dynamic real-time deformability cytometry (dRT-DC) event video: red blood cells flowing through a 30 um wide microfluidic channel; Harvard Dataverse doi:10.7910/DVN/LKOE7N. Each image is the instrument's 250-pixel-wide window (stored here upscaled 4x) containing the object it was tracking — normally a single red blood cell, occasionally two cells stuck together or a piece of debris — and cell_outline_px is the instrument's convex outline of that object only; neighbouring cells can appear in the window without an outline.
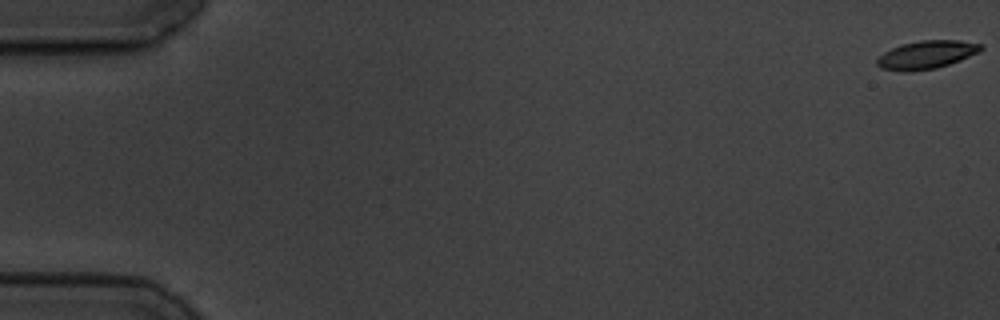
{"species": "common noctule bat (a hibernating species)", "species_latin": "Nyctalus noctula", "temperature_condition": "cold", "stored_images_in_passage": 59, "camera_frame_rate_fps": 3000, "um_per_image_px": 0.085, "animal": {"sex": "male", "body_mass_g": 19.5, "forearm_length_mm": 54.6}, "frame": {"image": 1, "passage_image": 1, "time_ms": 0.0, "image_size_px": [1000, 320], "cell_outline_px": [[984, 48], [980, 52], [960, 60], [936, 68], [908, 72], [900, 72], [880, 68], [876, 64], [876, 60], [884, 52], [892, 48], [904, 44], [920, 40], [960, 40], [980, 44]], "centroid_in_image_um": [78.75, 4.66], "position_along_channel_um": 6.3, "area_um2": 17.05}}
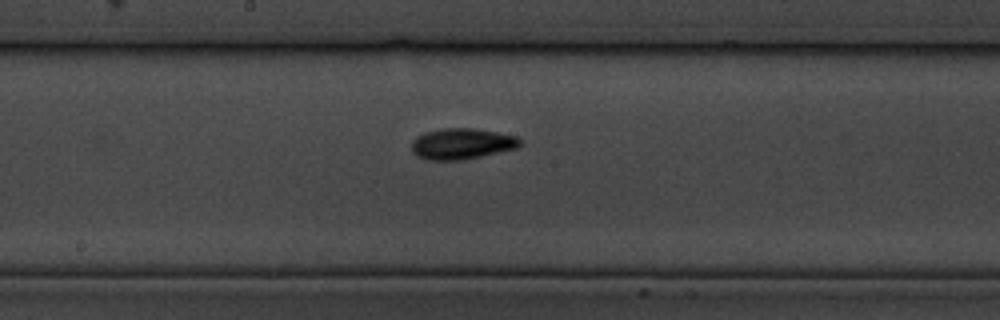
{"frame": {"image": 2, "passage_image": 32, "time_ms": 10.333, "image_size_px": [1000, 320], "cell_outline_px": [[520, 144], [516, 148], [464, 160], [428, 160], [416, 156], [412, 152], [412, 140], [416, 136], [424, 132], [440, 128], [472, 128], [496, 132], [516, 136], [520, 140]], "centroid_in_image_um": [39.19, 12.22], "position_along_channel_um": 209.0, "area_um2": 19.59}}
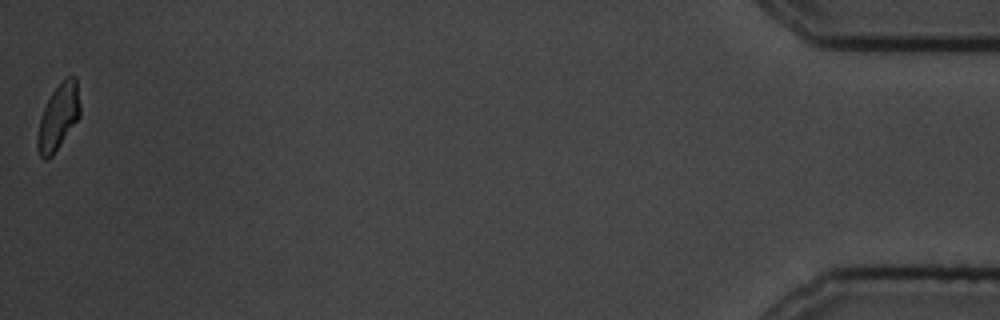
{"frame": {"image": 3, "passage_image": 59, "time_ms": 19.333, "image_size_px": [1000, 320], "cell_outline_px": [[80, 116], [52, 156], [44, 160], [40, 156], [36, 148], [36, 144], [40, 120], [44, 108], [52, 92], [68, 76], [76, 76], [80, 104]], "centroid_in_image_um": [4.96, 9.96], "position_along_channel_um": 430.2, "area_um2": 16.01}, "authors_computed_cell_mechanics": {"area_um2": 17.5134, "velocity_mm_per_s": 3.4766, "shape_relaxation_time_tau1_ms": 2.4869, "shape_relaxation_time_tau2_ms": 4.7414, "deformation_change_tau1": 0.1226, "deformation_change_tau2": 0.0838}}